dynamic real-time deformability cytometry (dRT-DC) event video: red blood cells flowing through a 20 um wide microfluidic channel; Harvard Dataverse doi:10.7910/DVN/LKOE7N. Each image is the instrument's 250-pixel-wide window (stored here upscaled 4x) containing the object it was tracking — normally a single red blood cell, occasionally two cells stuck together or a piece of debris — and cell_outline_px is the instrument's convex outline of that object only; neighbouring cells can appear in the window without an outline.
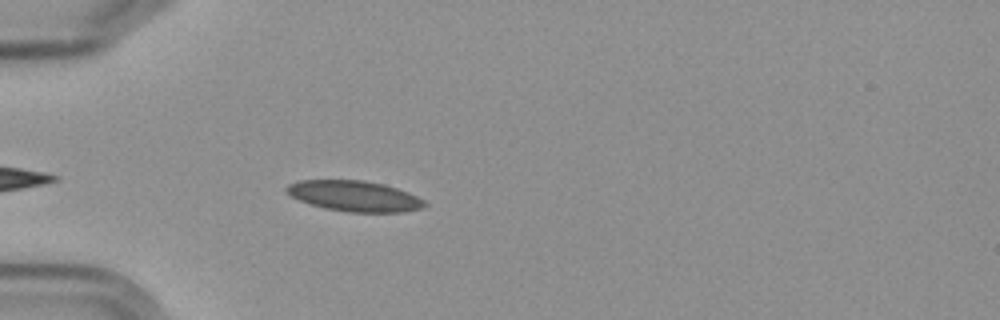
{"species": "Egyptian fruit bat (a non-hibernating species)", "species_latin": "Rousettus aegyptiacus", "temperature_condition": "cold", "stored_images_in_passage": 4, "camera_frame_rate_fps": 3000, "um_per_image_px": 0.085, "frame": {"image": 1, "passage_image": 4, "time_ms": 4.333, "image_size_px": [1000, 320], "cell_outline_px": [[428, 204], [420, 208], [400, 212], [348, 212], [324, 208], [300, 200], [292, 196], [284, 188], [288, 184], [300, 180], [364, 180], [384, 184], [408, 192], [424, 200]], "centroid_in_image_um": [30.13, 16.66], "position_along_channel_um": 54.9, "area_um2": 24.45}}